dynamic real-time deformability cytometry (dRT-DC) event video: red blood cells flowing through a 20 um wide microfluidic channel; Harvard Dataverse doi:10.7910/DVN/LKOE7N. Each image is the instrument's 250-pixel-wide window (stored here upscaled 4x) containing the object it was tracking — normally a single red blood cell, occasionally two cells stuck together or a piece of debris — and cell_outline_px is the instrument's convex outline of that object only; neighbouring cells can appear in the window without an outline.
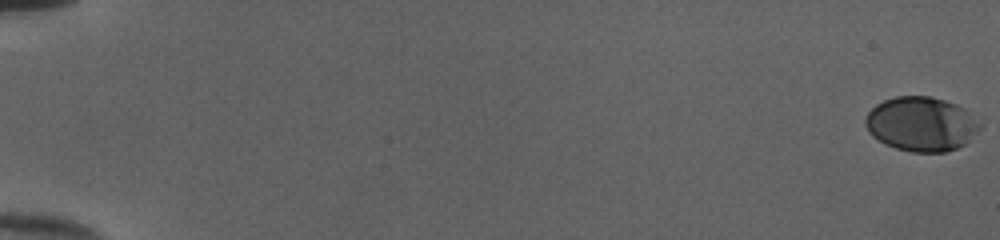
{"species": "human", "species_latin": "Homo sapiens", "temperature_condition": "cold", "stored_images_in_passage": 54, "camera_frame_rate_fps": 3000, "um_per_image_px": 0.085, "donor": {"sex": "female"}, "frame": {"image": 1, "passage_image": 1, "time_ms": 0.0, "image_size_px": [1000, 240], "cell_outline_px": [[984, 128], [964, 144], [956, 148], [944, 152], [912, 152], [896, 148], [884, 144], [872, 136], [868, 132], [864, 124], [864, 120], [868, 112], [876, 104], [884, 100], [896, 96], [928, 96], [944, 100], [956, 104], [964, 108], [984, 124]], "centroid_in_image_um": [78.33, 10.54], "position_along_channel_um": 6.7, "area_um2": 36.7}}
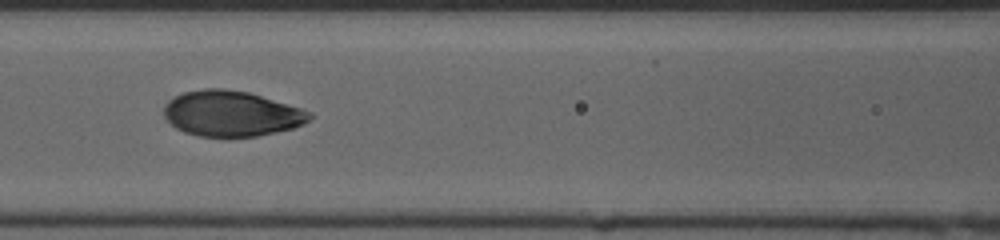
{"frame": {"image": 2, "passage_image": 27, "time_ms": 8.667, "image_size_px": [1000, 240], "cell_outline_px": [[316, 116], [304, 124], [292, 128], [276, 132], [256, 136], [200, 136], [184, 132], [176, 128], [168, 120], [164, 112], [164, 108], [176, 96], [184, 92], [204, 88], [224, 88], [248, 92], [300, 108], [312, 112]], "centroid_in_image_um": [19.72, 9.65], "position_along_channel_um": 146.9, "area_um2": 38.26}}
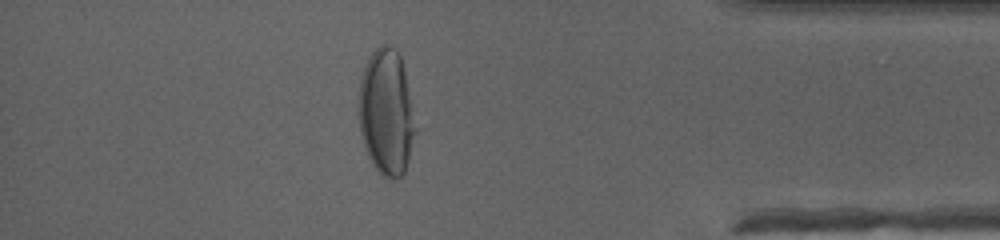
{"frame": {"image": 3, "passage_image": 48, "time_ms": 15.667, "image_size_px": [1000, 240], "cell_outline_px": [[416, 132], [408, 160], [404, 172], [396, 180], [380, 176], [372, 164], [364, 148], [360, 132], [356, 108], [360, 76], [364, 64], [368, 56], [380, 44], [388, 44], [396, 48], [400, 56], [404, 68], [416, 128]], "centroid_in_image_um": [32.79, 9.53], "position_along_channel_um": 402.4, "area_um2": 42.6}, "authors_computed_cell_mechanics": {"area_um2": 38.4081, "velocity_mm_per_s": 4.0108, "shape_relaxation_time_tau1_ms": 3.9385, "shape_relaxation_time_tau2_ms": null, "deformation_change_tau1": 0.1891, "deformation_change_tau2": null}}